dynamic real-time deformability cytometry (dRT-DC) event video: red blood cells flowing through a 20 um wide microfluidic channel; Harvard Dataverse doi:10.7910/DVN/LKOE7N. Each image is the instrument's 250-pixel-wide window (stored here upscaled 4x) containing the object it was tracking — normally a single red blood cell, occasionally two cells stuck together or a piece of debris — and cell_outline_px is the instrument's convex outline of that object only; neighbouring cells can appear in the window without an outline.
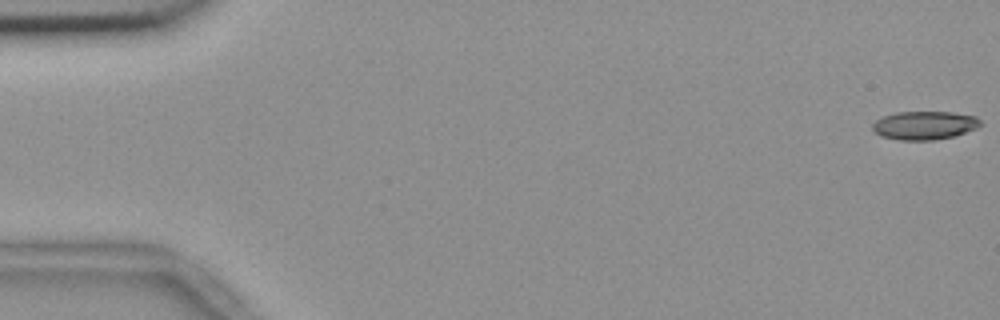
{"species": "common noctule bat (a hibernating species)", "species_latin": "Nyctalus noctula", "temperature_condition": "room temperature", "stored_images_in_passage": 49, "camera_frame_rate_fps": 3000, "um_per_image_px": 0.085, "animal": {"sex": "female", "body_mass_g": 18.4}, "frame": {"image": 1, "passage_image": 1, "time_ms": 0.0, "image_size_px": [1000, 320], "cell_outline_px": [[980, 124], [976, 128], [952, 136], [932, 140], [900, 140], [880, 136], [872, 128], [872, 124], [876, 120], [884, 116], [896, 112], [952, 112], [976, 116], [980, 120]], "centroid_in_image_um": [78.55, 10.65], "position_along_channel_um": 6.4, "area_um2": 17.69}}
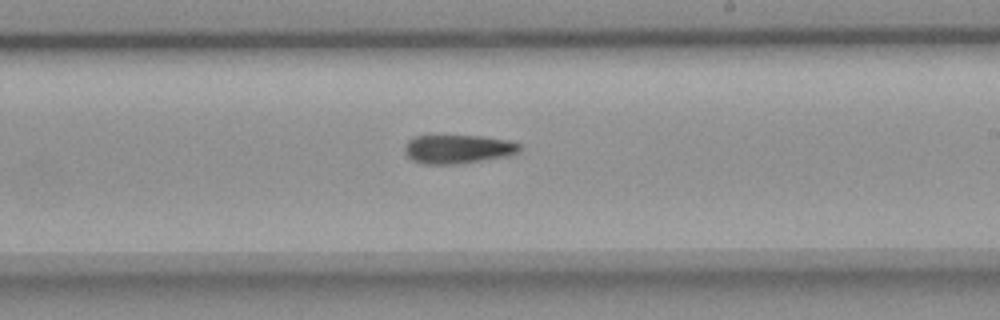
{"frame": {"image": 2, "passage_image": 33, "time_ms": 10.667, "image_size_px": [1000, 320], "cell_outline_px": [[520, 148], [516, 152], [504, 156], [456, 164], [424, 164], [412, 160], [404, 152], [404, 148], [408, 140], [416, 136], [484, 136], [508, 140], [520, 144]], "centroid_in_image_um": [38.87, 12.66], "position_along_channel_um": 250.1, "area_um2": 18.96}}
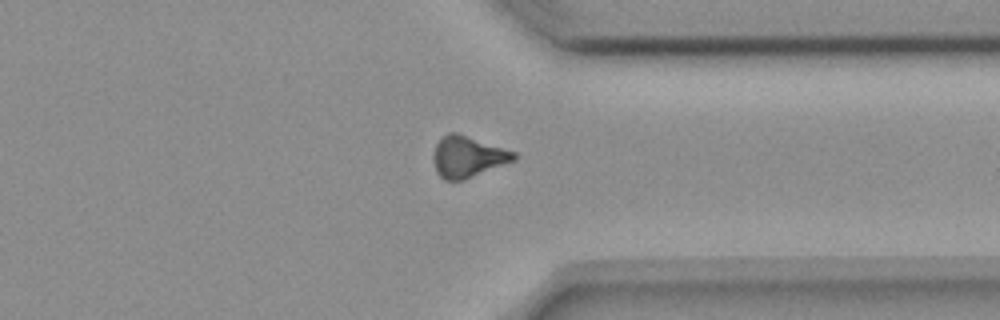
{"frame": {"image": 3, "passage_image": 43, "time_ms": 14.0, "image_size_px": [1000, 320], "cell_outline_px": [[516, 160], [464, 180], [444, 180], [436, 172], [432, 160], [432, 156], [436, 144], [448, 132], [456, 132], [516, 152]], "centroid_in_image_um": [39.74, 13.33], "position_along_channel_um": 371.7, "area_um2": 19.36}}